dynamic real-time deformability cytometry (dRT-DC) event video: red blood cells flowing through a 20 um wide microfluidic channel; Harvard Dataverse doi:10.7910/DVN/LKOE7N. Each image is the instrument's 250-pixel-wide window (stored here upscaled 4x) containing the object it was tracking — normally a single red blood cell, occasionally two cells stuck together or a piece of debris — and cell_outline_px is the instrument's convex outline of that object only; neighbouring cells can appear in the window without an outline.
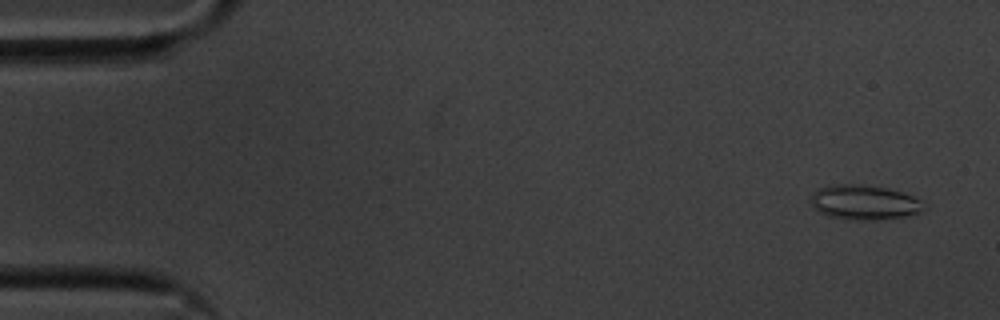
{"species": "common noctule bat (a hibernating species)", "species_latin": "Nyctalus noctula", "temperature_condition": "cold", "stored_images_in_passage": 19, "camera_frame_rate_fps": 3000, "um_per_image_px": 0.085, "animal": {"sex": "male", "body_mass_g": 20.1, "forearm_length_mm": 53.5}, "frame": {"image": 1, "passage_image": 3, "time_ms": 0.667, "image_size_px": [1000, 320], "cell_outline_px": [[928, 208], [920, 212], [904, 216], [872, 220], [856, 220], [828, 216], [820, 212], [808, 204], [812, 192], [820, 188], [836, 184], [860, 184], [888, 188], [912, 196], [928, 204]], "centroid_in_image_um": [73.46, 17.2], "position_along_channel_um": 11.5, "area_um2": 23.06}}
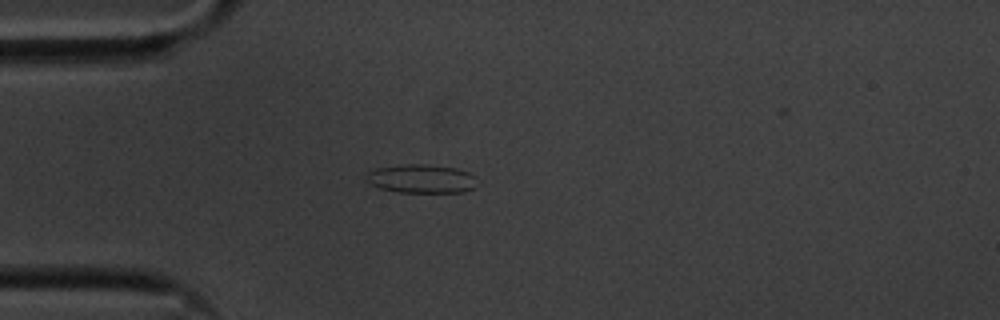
{"frame": {"image": 2, "passage_image": 15, "time_ms": 4.667, "image_size_px": [1000, 320], "cell_outline_px": [[476, 188], [464, 192], [396, 192], [380, 188], [372, 184], [364, 176], [368, 172], [376, 168], [408, 164], [424, 164], [456, 168], [468, 172], [476, 176]], "centroid_in_image_um": [35.86, 15.2], "position_along_channel_um": 49.1, "area_um2": 18.55}}